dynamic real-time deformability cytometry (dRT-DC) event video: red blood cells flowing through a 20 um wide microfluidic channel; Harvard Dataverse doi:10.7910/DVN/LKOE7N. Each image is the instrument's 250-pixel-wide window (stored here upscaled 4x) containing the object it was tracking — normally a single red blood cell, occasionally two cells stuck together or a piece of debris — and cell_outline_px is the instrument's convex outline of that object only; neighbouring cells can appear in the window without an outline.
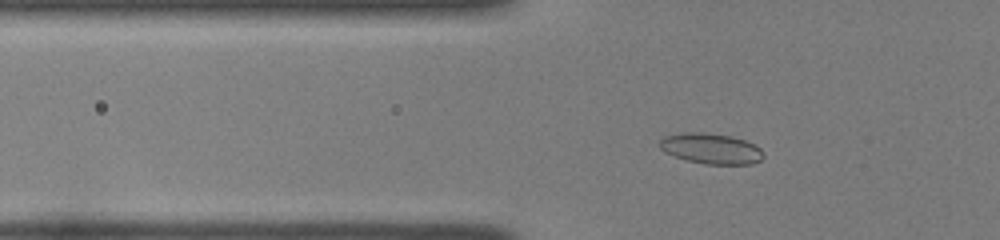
{"species": "common noctule bat (a hibernating species)", "species_latin": "Nyctalus noctula", "temperature_condition": "room temperature", "stored_images_in_passage": 45, "camera_frame_rate_fps": 3000, "um_per_image_px": 0.085, "animal": {"sex": "female", "body_mass_g": 22.0, "forearm_length_mm": 56.7}, "frame": {"image": 1, "passage_image": 12, "time_ms": 3.667, "image_size_px": [1000, 240], "cell_outline_px": [[764, 156], [760, 160], [752, 164], [704, 164], [688, 160], [664, 152], [660, 148], [660, 140], [664, 136], [684, 132], [700, 132], [732, 136], [744, 140], [760, 148], [764, 152]], "centroid_in_image_um": [60.44, 12.63], "position_along_channel_um": 65.4, "area_um2": 18.38}}
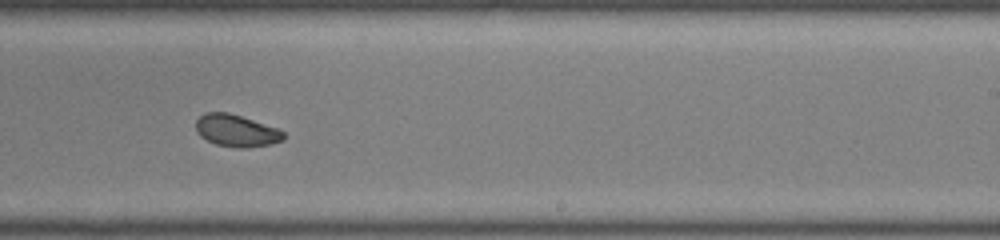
{"frame": {"image": 2, "passage_image": 28, "time_ms": 9.0, "image_size_px": [1000, 240], "cell_outline_px": [[284, 140], [272, 144], [248, 148], [236, 148], [216, 144], [200, 136], [196, 132], [196, 120], [200, 116], [208, 112], [228, 112], [280, 128], [284, 132]], "centroid_in_image_um": [20.12, 11.11], "position_along_channel_um": 268.9, "area_um2": 16.59}}
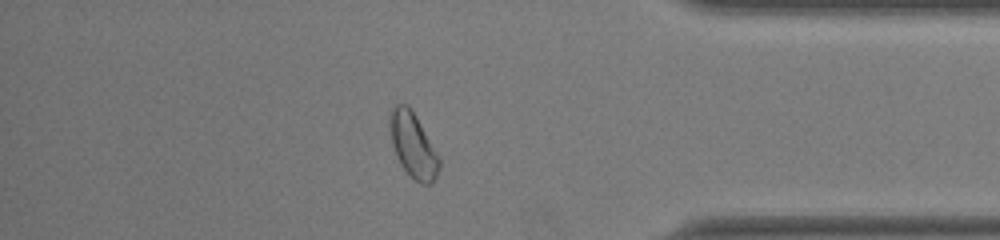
{"frame": {"image": 3, "passage_image": 39, "time_ms": 12.667, "image_size_px": [1000, 240], "cell_outline_px": [[440, 168], [432, 184], [420, 184], [400, 164], [396, 156], [392, 144], [388, 128], [388, 116], [392, 108], [396, 104], [408, 104], [416, 116], [436, 152], [440, 160]], "centroid_in_image_um": [35.07, 12.32], "position_along_channel_um": 400.1, "area_um2": 18.61}, "authors_computed_cell_mechanics": {"area_um2": 17.4556, "velocity_mm_per_s": 3.9825, "shape_relaxation_time_tau1_ms": 2.5707, "shape_relaxation_time_tau2_ms": null, "deformation_change_tau1": 0.0874, "deformation_change_tau2": null}}